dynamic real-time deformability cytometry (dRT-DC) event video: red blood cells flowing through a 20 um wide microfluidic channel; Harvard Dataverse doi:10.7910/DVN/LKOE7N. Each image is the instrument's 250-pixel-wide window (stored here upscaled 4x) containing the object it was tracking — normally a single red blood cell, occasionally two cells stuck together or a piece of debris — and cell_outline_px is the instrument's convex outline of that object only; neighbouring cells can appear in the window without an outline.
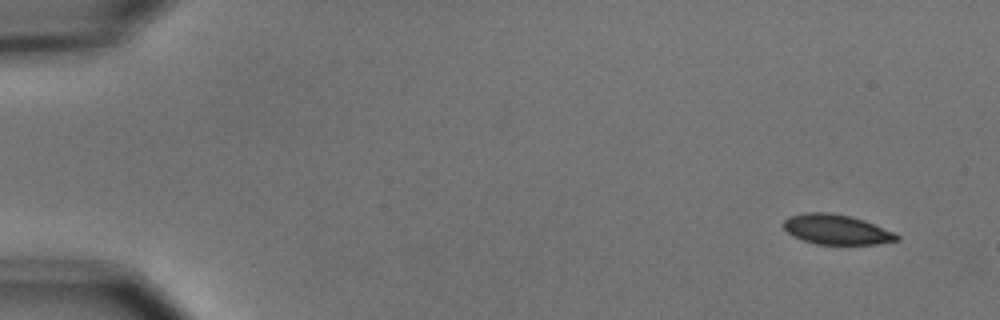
{"species": "common noctule bat (a hibernating species)", "species_latin": "Nyctalus noctula", "temperature_condition": "cold", "stored_images_in_passage": 6, "camera_frame_rate_fps": 3000, "um_per_image_px": 0.085, "animal": {"sex": "male", "body_mass_g": 15.6}, "frame": {"image": 1, "passage_image": 1, "time_ms": 0.0, "image_size_px": [1000, 320], "cell_outline_px": [[900, 240], [876, 244], [816, 244], [792, 236], [784, 228], [784, 220], [788, 216], [804, 212], [832, 212], [864, 220], [896, 232], [900, 236]], "centroid_in_image_um": [71.12, 19.5], "position_along_channel_um": 13.9, "area_um2": 19.88}}
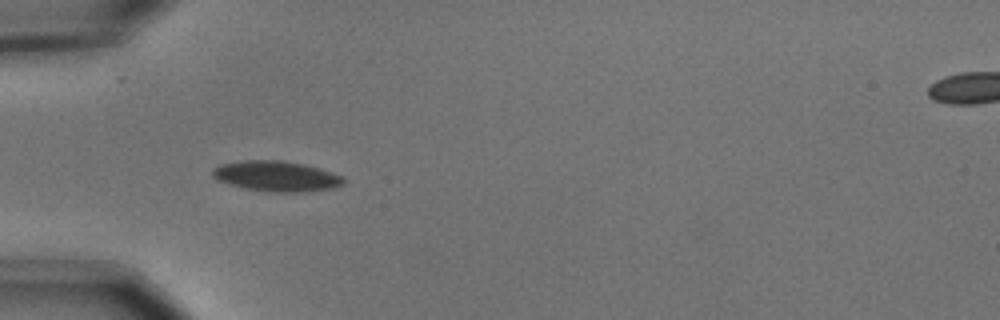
{"frame": {"image": 2, "passage_image": 5, "time_ms": 1.333, "image_size_px": [1000, 320], "cell_outline_px": [[344, 184], [332, 188], [300, 192], [268, 192], [244, 188], [220, 180], [212, 176], [212, 168], [220, 164], [240, 160], [284, 160], [304, 164], [320, 168], [332, 172], [340, 176], [344, 180]], "centroid_in_image_um": [23.48, 14.96], "position_along_channel_um": 61.5, "area_um2": 23.18}}
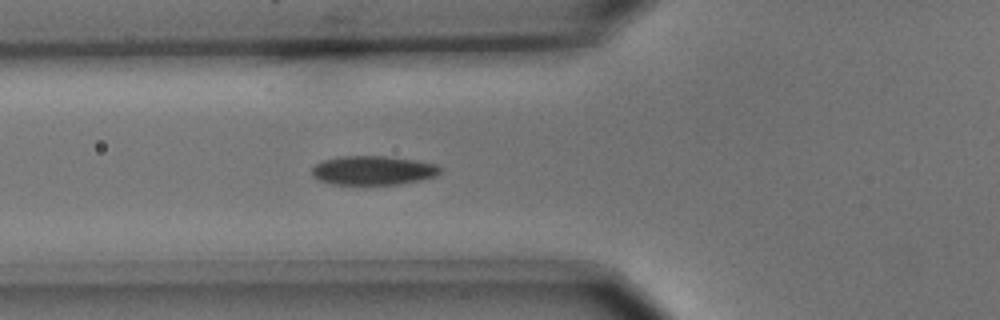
{"frame": {"image": 3, "passage_image": 6, "time_ms": 1.667, "image_size_px": [1000, 320], "cell_outline_px": [[440, 172], [436, 176], [420, 180], [396, 184], [332, 184], [320, 180], [312, 176], [312, 168], [316, 164], [324, 160], [340, 156], [388, 156], [416, 160], [436, 164], [440, 168]], "centroid_in_image_um": [31.71, 14.47], "position_along_channel_um": 94.1, "area_um2": 21.62}}